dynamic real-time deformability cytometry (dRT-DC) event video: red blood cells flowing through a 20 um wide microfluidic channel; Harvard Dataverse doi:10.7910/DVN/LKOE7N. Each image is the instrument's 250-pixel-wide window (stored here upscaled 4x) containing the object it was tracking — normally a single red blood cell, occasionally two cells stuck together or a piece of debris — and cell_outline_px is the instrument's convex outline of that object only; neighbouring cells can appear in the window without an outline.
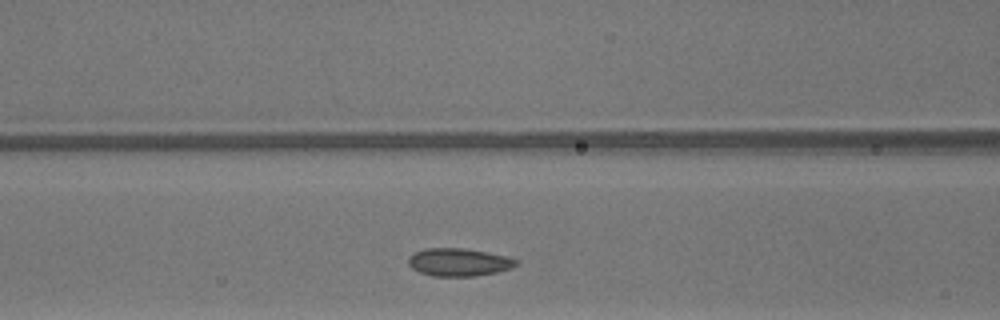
{"species": "common noctule bat (a hibernating species)", "species_latin": "Nyctalus noctula", "temperature_condition": "warm", "stored_images_in_passage": 25, "camera_frame_rate_fps": 3000, "um_per_image_px": 0.085, "animal": {"sex": "male", "body_mass_g": 13.3}, "frame": {"image": 1, "passage_image": 8, "time_ms": 2.333, "image_size_px": [1000, 320], "cell_outline_px": [[516, 264], [512, 268], [496, 272], [472, 276], [432, 276], [420, 272], [412, 268], [408, 264], [408, 256], [424, 248], [464, 248], [508, 256], [516, 260]], "centroid_in_image_um": [38.96, 22.28], "position_along_channel_um": 127.6, "area_um2": 17.4}}
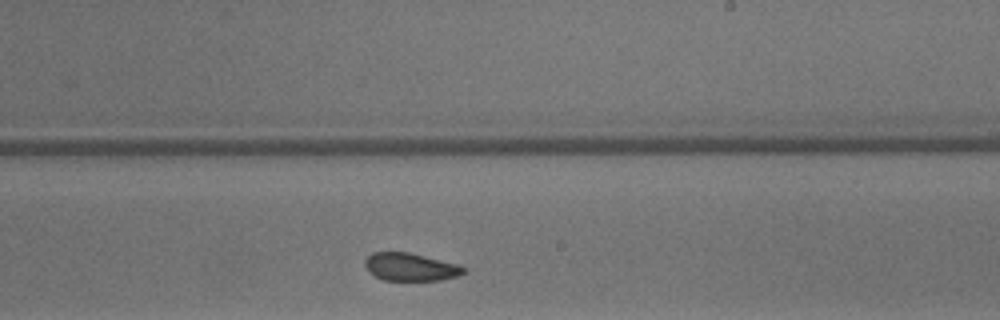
{"frame": {"image": 2, "passage_image": 17, "time_ms": 5.333, "image_size_px": [1000, 320], "cell_outline_px": [[464, 272], [456, 276], [440, 280], [384, 280], [368, 272], [364, 264], [364, 260], [372, 252], [408, 252], [460, 264], [464, 268]], "centroid_in_image_um": [34.86, 22.68], "position_along_channel_um": 254.1, "area_um2": 15.95}}
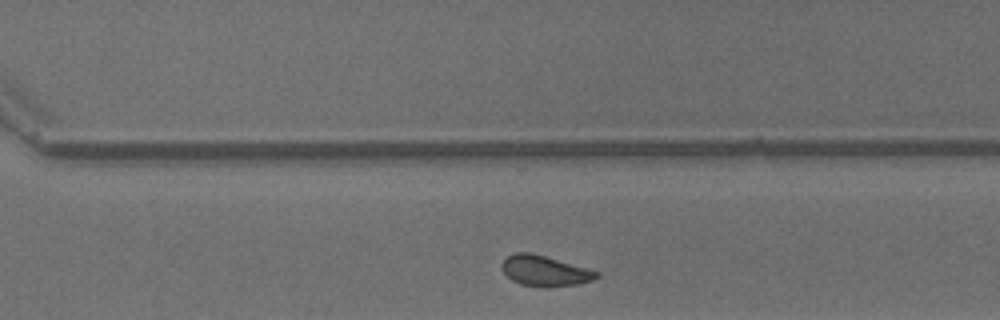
{"frame": {"image": 3, "passage_image": 22, "time_ms": 7.0, "image_size_px": [1000, 320], "cell_outline_px": [[600, 276], [592, 280], [576, 284], [520, 284], [512, 280], [500, 268], [500, 264], [508, 256], [516, 252], [532, 252], [600, 272]], "centroid_in_image_um": [46.28, 22.96], "position_along_channel_um": 324.3, "area_um2": 16.07}}